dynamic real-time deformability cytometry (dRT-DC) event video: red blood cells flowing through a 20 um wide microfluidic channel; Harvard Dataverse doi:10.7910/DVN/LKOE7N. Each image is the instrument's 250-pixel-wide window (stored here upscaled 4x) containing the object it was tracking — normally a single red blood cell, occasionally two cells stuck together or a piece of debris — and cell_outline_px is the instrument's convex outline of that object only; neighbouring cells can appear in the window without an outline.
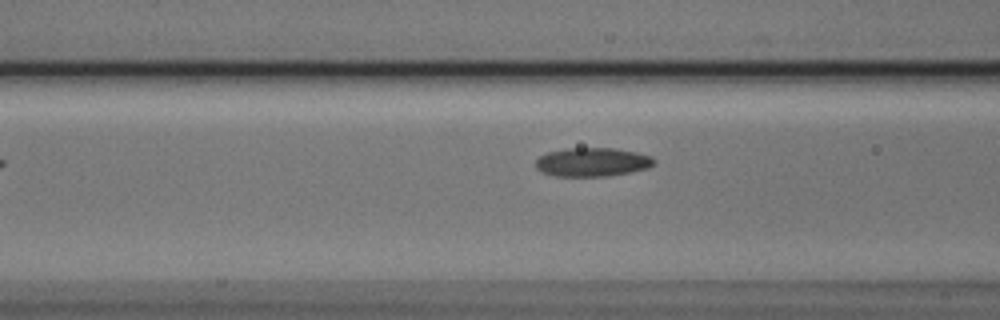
{"species": "Egyptian fruit bat (a non-hibernating species)", "species_latin": "Rousettus aegyptiacus", "temperature_condition": "cold", "stored_images_in_passage": 34, "camera_frame_rate_fps": 3000, "um_per_image_px": 0.085, "animal": {"sex": "male"}, "frame": {"image": 1, "passage_image": 6, "time_ms": 1.667, "image_size_px": [1000, 320], "cell_outline_px": [[656, 160], [648, 168], [628, 172], [604, 176], [556, 176], [544, 172], [536, 168], [536, 160], [540, 156], [548, 152], [568, 148], [616, 148], [636, 152], [652, 156]], "centroid_in_image_um": [50.36, 13.76], "position_along_channel_um": 116.2, "area_um2": 19.65}}
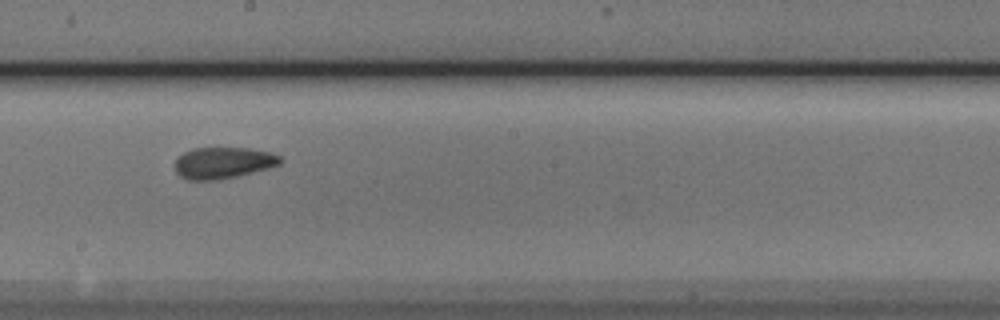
{"frame": {"image": 2, "passage_image": 15, "time_ms": 4.667, "image_size_px": [1000, 320], "cell_outline_px": [[280, 164], [236, 176], [216, 180], [188, 180], [180, 176], [176, 172], [176, 156], [192, 148], [248, 148], [272, 152], [280, 156]], "centroid_in_image_um": [18.92, 13.83], "position_along_channel_um": 229.3, "area_um2": 19.13}}
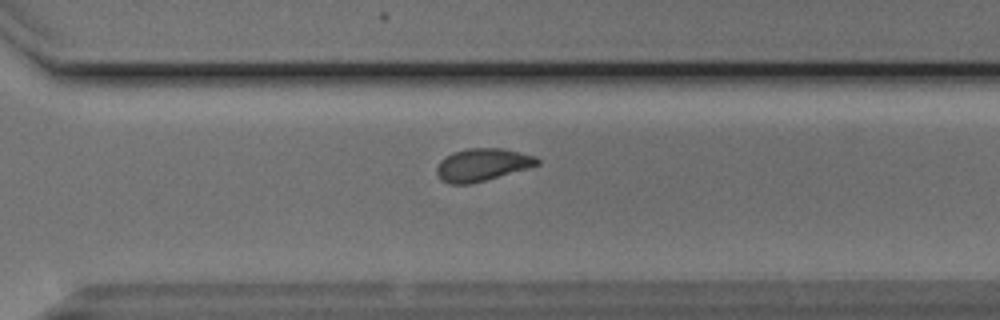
{"frame": {"image": 3, "passage_image": 23, "time_ms": 7.333, "image_size_px": [1000, 320], "cell_outline_px": [[540, 164], [472, 184], [448, 184], [440, 180], [436, 172], [436, 168], [440, 160], [452, 152], [468, 148], [500, 148], [536, 156], [540, 160]], "centroid_in_image_um": [40.95, 14.01], "position_along_channel_um": 329.7, "area_um2": 19.07}, "authors_computed_cell_mechanics": {"area_um2": 19.2185, "velocity_mm_per_s": 3.7754, "shape_relaxation_time_tau1_ms": 8.6379, "shape_relaxation_time_tau2_ms": 2.9544, "deformation_change_tau1": 0.1665, "deformation_change_tau2": 0.0768}}